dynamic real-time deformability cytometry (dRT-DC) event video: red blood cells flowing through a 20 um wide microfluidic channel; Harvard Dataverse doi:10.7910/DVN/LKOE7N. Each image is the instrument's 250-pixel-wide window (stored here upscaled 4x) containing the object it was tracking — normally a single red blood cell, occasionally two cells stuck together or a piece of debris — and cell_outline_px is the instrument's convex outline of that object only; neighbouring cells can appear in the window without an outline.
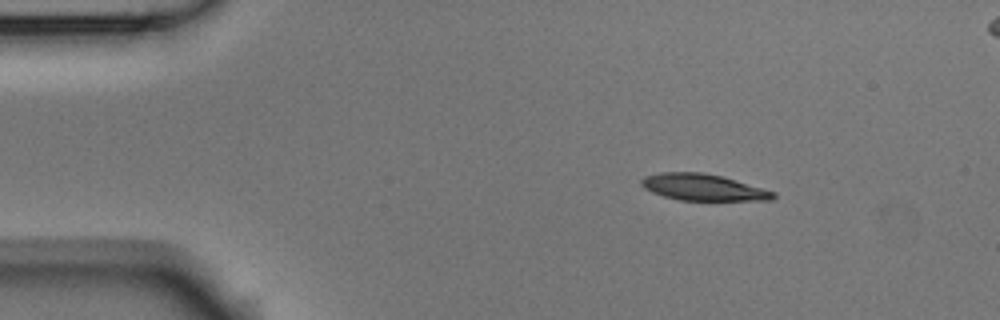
{"species": "Egyptian fruit bat (a non-hibernating species)", "species_latin": "Rousettus aegyptiacus", "temperature_condition": "room temperature", "stored_images_in_passage": 5, "segment_of_instrument_passage": [1, 2], "camera_frame_rate_fps": 3000, "um_per_image_px": 0.085, "animal": {"sex": "male"}, "frame": {"image": 1, "passage_image": 2, "time_ms": 0.333, "image_size_px": [1000, 320], "cell_outline_px": [[776, 196], [772, 200], [680, 200], [664, 196], [652, 192], [644, 188], [640, 184], [640, 180], [644, 176], [660, 172], [704, 172], [720, 176], [776, 192]], "centroid_in_image_um": [59.73, 15.91], "position_along_channel_um": 25.3, "area_um2": 20.23}}